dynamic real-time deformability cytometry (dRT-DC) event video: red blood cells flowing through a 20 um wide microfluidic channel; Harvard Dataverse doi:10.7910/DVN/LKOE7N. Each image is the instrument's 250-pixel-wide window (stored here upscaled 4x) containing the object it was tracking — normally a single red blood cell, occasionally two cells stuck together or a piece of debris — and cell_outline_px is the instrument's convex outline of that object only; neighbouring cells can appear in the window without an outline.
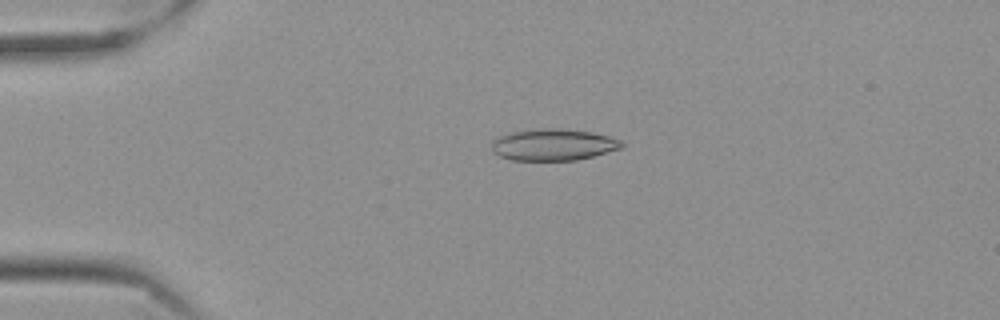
{"species": "Egyptian fruit bat (a non-hibernating species)", "species_latin": "Rousettus aegyptiacus", "temperature_condition": "cold", "stored_images_in_passage": 57, "camera_frame_rate_fps": 3000, "um_per_image_px": 0.085, "frame": {"image": 1, "passage_image": 13, "time_ms": 4.0, "image_size_px": [1000, 320], "cell_outline_px": [[624, 148], [576, 160], [512, 160], [500, 156], [492, 152], [492, 140], [508, 132], [540, 128], [556, 128], [592, 132], [608, 136], [620, 140], [624, 144]], "centroid_in_image_um": [47.02, 12.29], "position_along_channel_um": 38.0, "area_um2": 24.04}}
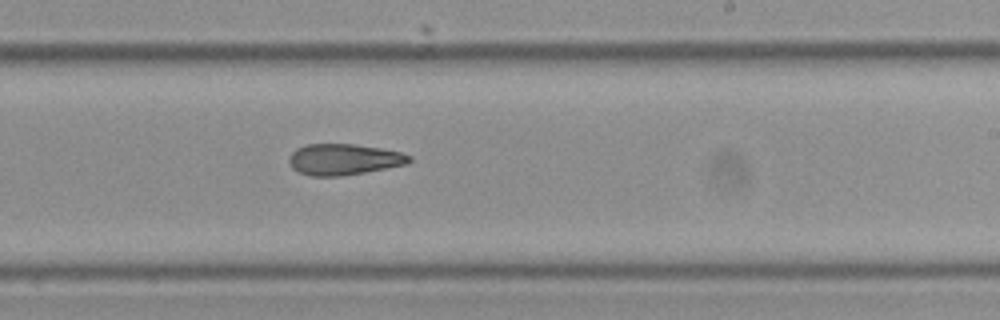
{"frame": {"image": 2, "passage_image": 35, "time_ms": 11.333, "image_size_px": [1000, 320], "cell_outline_px": [[412, 160], [408, 164], [364, 172], [340, 176], [312, 176], [300, 172], [292, 168], [288, 160], [288, 156], [296, 148], [304, 144], [356, 144], [380, 148], [400, 152], [412, 156]], "centroid_in_image_um": [29.21, 13.54], "position_along_channel_um": 259.8, "area_um2": 21.85}}
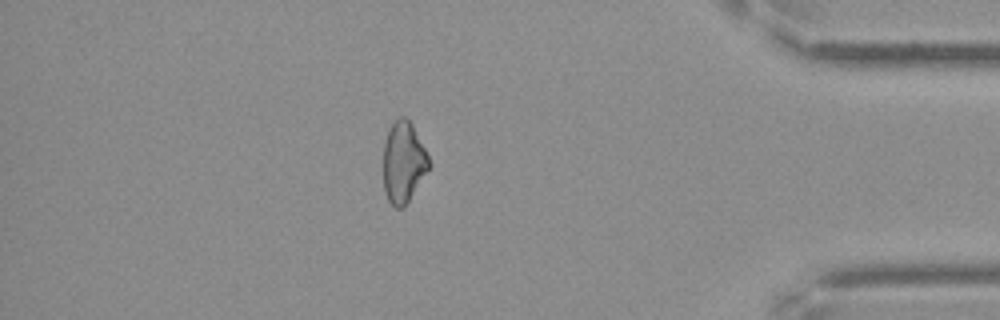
{"frame": {"image": 3, "passage_image": 50, "time_ms": 16.333, "image_size_px": [1000, 320], "cell_outline_px": [[428, 168], [404, 208], [396, 208], [388, 200], [384, 192], [384, 144], [388, 132], [396, 116], [404, 116], [412, 124], [428, 156]], "centroid_in_image_um": [34.26, 13.78], "position_along_channel_um": 400.9, "area_um2": 21.1}}